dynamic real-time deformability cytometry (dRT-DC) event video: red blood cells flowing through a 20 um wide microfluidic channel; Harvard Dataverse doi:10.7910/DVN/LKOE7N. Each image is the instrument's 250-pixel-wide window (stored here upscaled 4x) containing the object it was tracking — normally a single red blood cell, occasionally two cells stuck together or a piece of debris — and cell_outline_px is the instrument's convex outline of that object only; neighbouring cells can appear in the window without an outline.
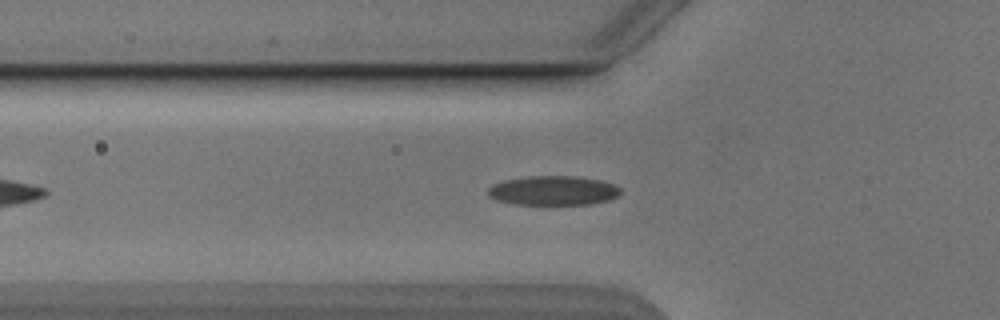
{"species": "Egyptian fruit bat (a non-hibernating species)", "species_latin": "Rousettus aegyptiacus", "temperature_condition": "cold", "stored_images_in_passage": 41, "camera_frame_rate_fps": 3000, "um_per_image_px": 0.085, "animal": {"sex": "male"}, "frame": {"image": 1, "passage_image": 9, "time_ms": 2.667, "image_size_px": [1000, 320], "cell_outline_px": [[620, 192], [616, 196], [608, 200], [592, 204], [516, 204], [496, 200], [488, 196], [488, 188], [492, 184], [504, 180], [528, 176], [576, 176], [600, 180], [612, 184], [620, 188]], "centroid_in_image_um": [46.99, 16.19], "position_along_channel_um": 78.8, "area_um2": 22.6}}
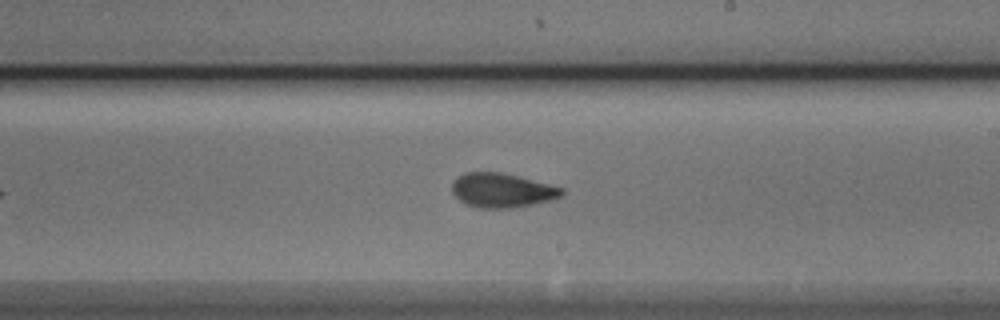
{"frame": {"image": 2, "passage_image": 22, "time_ms": 7.0, "image_size_px": [1000, 320], "cell_outline_px": [[564, 196], [552, 200], [532, 204], [508, 208], [476, 208], [464, 204], [452, 192], [452, 184], [464, 172], [500, 172], [564, 188]], "centroid_in_image_um": [42.67, 16.19], "position_along_channel_um": 246.3, "area_um2": 21.79}}
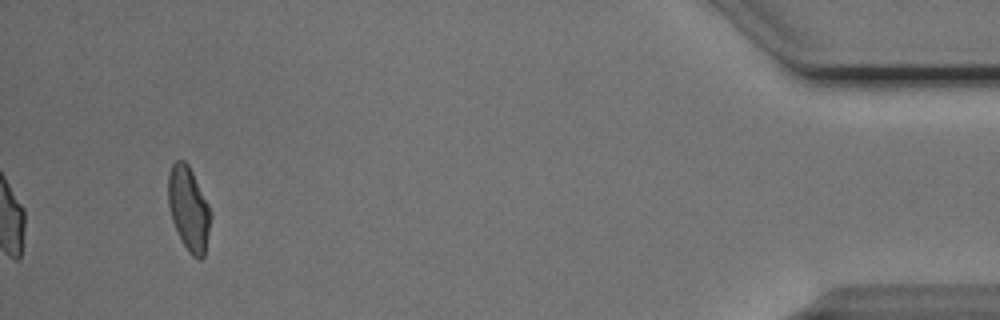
{"frame": {"image": 3, "passage_image": 41, "time_ms": 13.333, "image_size_px": [1000, 320], "cell_outline_px": [[212, 216], [204, 256], [200, 260], [196, 260], [188, 252], [172, 220], [168, 204], [168, 176], [172, 164], [176, 160], [184, 160], [188, 164], [208, 204]], "centroid_in_image_um": [16.04, 17.76], "position_along_channel_um": 419.2, "area_um2": 20.63}, "authors_computed_cell_mechanics": {"area_um2": 21.6172, "velocity_mm_per_s": 3.8615, "shape_relaxation_time_tau1_ms": 4.4594, "shape_relaxation_time_tau2_ms": 1.6951, "deformation_change_tau1": 0.1556, "deformation_change_tau2": 0.0722}}